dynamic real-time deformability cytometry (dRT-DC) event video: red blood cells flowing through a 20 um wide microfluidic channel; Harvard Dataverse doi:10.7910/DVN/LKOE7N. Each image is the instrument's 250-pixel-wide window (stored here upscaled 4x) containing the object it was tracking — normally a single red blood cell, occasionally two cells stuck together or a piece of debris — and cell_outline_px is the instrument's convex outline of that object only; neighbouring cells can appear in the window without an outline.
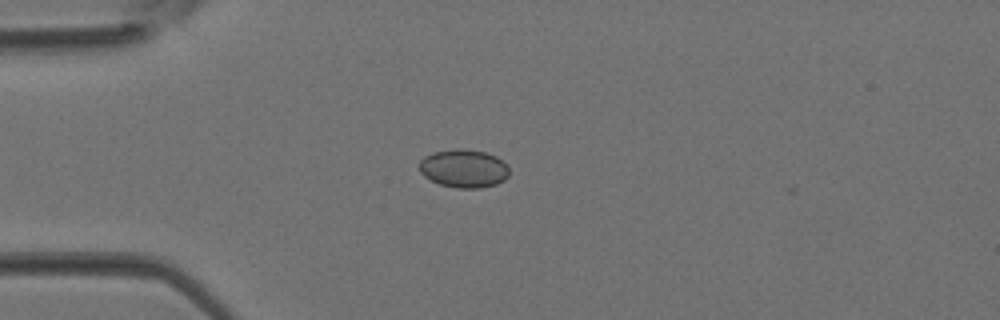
{"species": "Egyptian fruit bat (a non-hibernating species)", "species_latin": "Rousettus aegyptiacus", "temperature_condition": "room temperature", "stored_images_in_passage": 1, "camera_frame_rate_fps": 3000, "um_per_image_px": 0.085, "animal": {"sex": "female"}, "frame": {"image": 1, "passage_image": 1, "time_ms": 0.0, "image_size_px": [1000, 320], "cell_outline_px": [[508, 176], [504, 180], [496, 184], [480, 188], [456, 188], [440, 184], [424, 176], [420, 172], [420, 160], [424, 156], [432, 152], [456, 148], [464, 148], [484, 152], [496, 156], [508, 164]], "centroid_in_image_um": [39.42, 14.31], "position_along_channel_um": 45.6, "area_um2": 20.17}}